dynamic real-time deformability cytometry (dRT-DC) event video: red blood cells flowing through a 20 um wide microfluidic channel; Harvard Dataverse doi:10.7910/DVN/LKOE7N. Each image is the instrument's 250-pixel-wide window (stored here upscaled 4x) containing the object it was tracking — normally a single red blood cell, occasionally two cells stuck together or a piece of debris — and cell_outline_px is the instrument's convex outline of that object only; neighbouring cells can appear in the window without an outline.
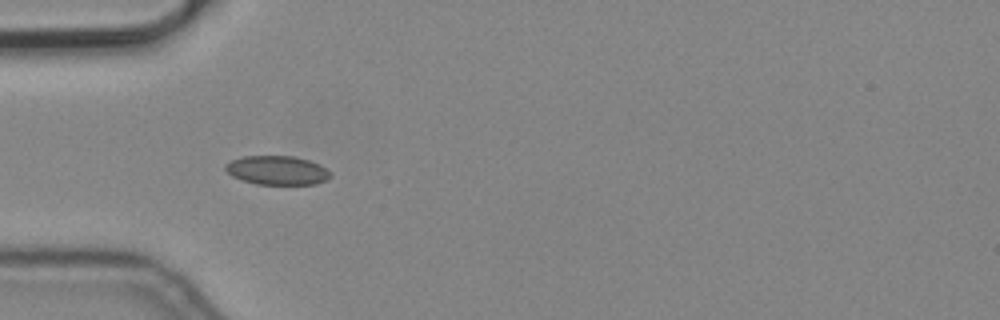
{"species": "common noctule bat (a hibernating species)", "species_latin": "Nyctalus noctula", "temperature_condition": "cold", "stored_images_in_passage": 8, "camera_frame_rate_fps": 3000, "um_per_image_px": 0.085, "animal": {"sex": "male", "body_mass_g": 19.2, "forearm_length_mm": 51.8}, "frame": {"image": 1, "passage_image": 5, "time_ms": 1.333, "image_size_px": [1000, 320], "cell_outline_px": [[332, 176], [316, 184], [256, 184], [232, 176], [224, 168], [224, 164], [232, 160], [244, 156], [292, 156], [308, 160], [320, 164], [332, 172]], "centroid_in_image_um": [23.57, 14.47], "position_along_channel_um": 61.4, "area_um2": 17.69}}
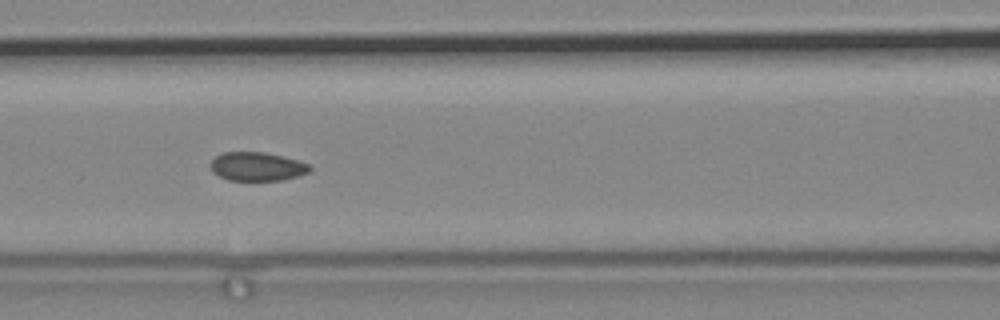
{"frame": {"image": 2, "passage_image": 7, "time_ms": 2.0, "image_size_px": [1000, 320], "cell_outline_px": [[312, 168], [308, 172], [300, 176], [284, 180], [228, 180], [212, 172], [212, 160], [216, 156], [224, 152], [264, 152], [284, 156], [300, 160], [312, 164]], "centroid_in_image_um": [21.93, 14.15], "position_along_channel_um": 144.7, "area_um2": 16.76}}
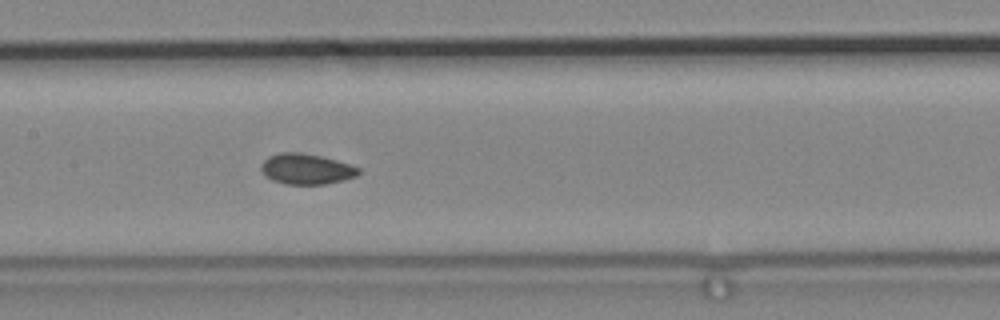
{"frame": {"image": 3, "passage_image": 8, "time_ms": 2.333, "image_size_px": [1000, 320], "cell_outline_px": [[360, 172], [356, 176], [344, 180], [324, 184], [284, 184], [272, 180], [264, 176], [260, 168], [260, 164], [268, 156], [280, 152], [300, 152], [320, 156], [352, 164], [360, 168]], "centroid_in_image_um": [26.02, 14.36], "position_along_channel_um": 181.4, "area_um2": 17.57}}